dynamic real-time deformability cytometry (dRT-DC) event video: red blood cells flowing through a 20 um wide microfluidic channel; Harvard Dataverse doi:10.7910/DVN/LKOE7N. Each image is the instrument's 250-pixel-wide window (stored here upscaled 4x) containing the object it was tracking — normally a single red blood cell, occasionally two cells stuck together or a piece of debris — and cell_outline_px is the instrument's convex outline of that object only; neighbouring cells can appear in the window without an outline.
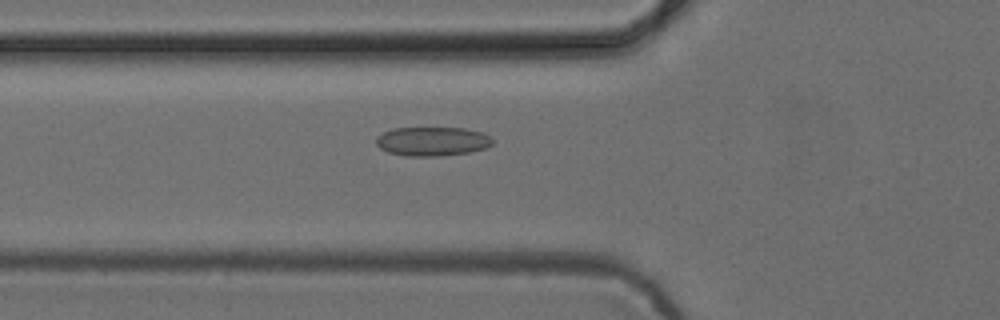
{"species": "common noctule bat (a hibernating species)", "species_latin": "Nyctalus noctula", "temperature_condition": "cold", "stored_images_in_passage": 30, "camera_frame_rate_fps": 3000, "um_per_image_px": 0.085, "animal": {"sex": "female", "body_mass_g": 24.6, "forearm_length_mm": 56.2}, "frame": {"image": 1, "passage_image": 4, "time_ms": 1.0, "image_size_px": [1000, 320], "cell_outline_px": [[492, 144], [488, 148], [468, 152], [440, 156], [408, 156], [388, 152], [380, 148], [376, 144], [376, 136], [392, 128], [464, 128], [484, 132], [492, 140]], "centroid_in_image_um": [36.75, 12.01], "position_along_channel_um": 89.1, "area_um2": 19.77}}
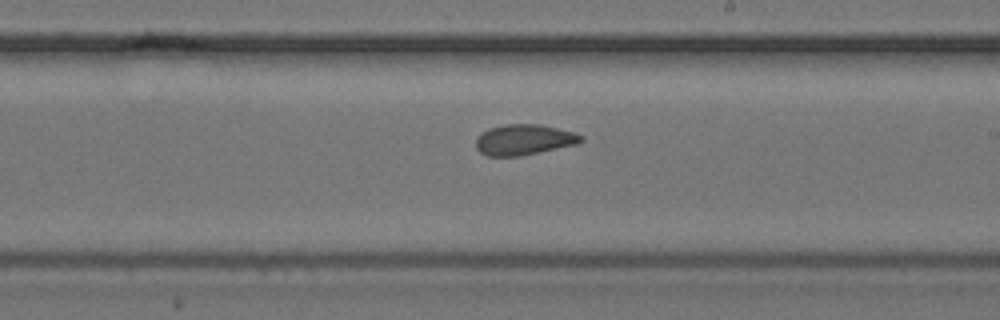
{"frame": {"image": 2, "passage_image": 16, "time_ms": 5.0, "image_size_px": [1000, 320], "cell_outline_px": [[584, 140], [576, 144], [520, 156], [488, 156], [480, 152], [476, 148], [476, 136], [488, 128], [504, 124], [540, 124], [576, 132], [584, 136]], "centroid_in_image_um": [44.54, 11.86], "position_along_channel_um": 244.5, "area_um2": 18.9}}
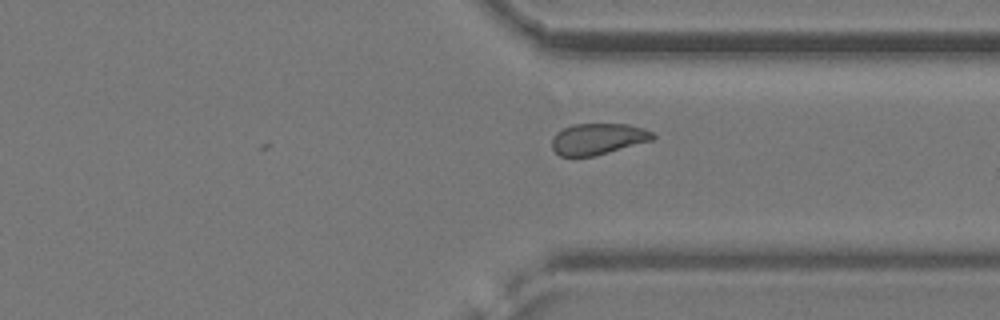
{"frame": {"image": 3, "passage_image": 25, "time_ms": 8.0, "image_size_px": [1000, 320], "cell_outline_px": [[656, 136], [652, 140], [596, 156], [560, 156], [552, 148], [552, 136], [556, 132], [572, 124], [628, 124], [644, 128], [652, 132]], "centroid_in_image_um": [50.82, 11.8], "position_along_channel_um": 360.6, "area_um2": 18.44}, "authors_computed_cell_mechanics": {"area_um2": 18.7561, "velocity_mm_per_s": 3.8705, "shape_relaxation_time_tau1_ms": 4.3464, "shape_relaxation_time_tau2_ms": 1.6789, "deformation_change_tau1": 0.0782, "deformation_change_tau2": 0.0638}}